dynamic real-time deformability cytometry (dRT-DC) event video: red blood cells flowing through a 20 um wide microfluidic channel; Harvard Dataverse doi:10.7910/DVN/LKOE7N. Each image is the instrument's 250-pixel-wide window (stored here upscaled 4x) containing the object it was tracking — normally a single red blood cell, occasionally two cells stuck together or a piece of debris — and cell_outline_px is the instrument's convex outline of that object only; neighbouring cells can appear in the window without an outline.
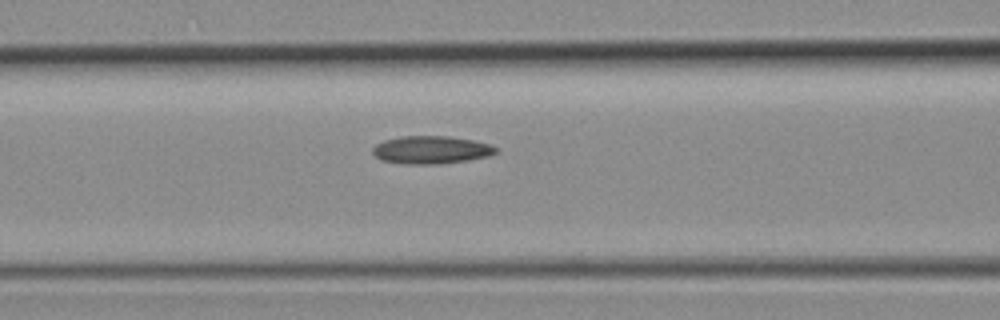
{"species": "common noctule bat (a hibernating species)", "species_latin": "Nyctalus noctula", "temperature_condition": "room temperature", "stored_images_in_passage": 5, "camera_frame_rate_fps": 3000, "um_per_image_px": 0.085, "animal": {"sex": "female", "body_mass_g": 19.3, "forearm_length_mm": 54.1}, "frame": {"image": 1, "passage_image": 5, "time_ms": 1.333, "image_size_px": [1000, 320], "cell_outline_px": [[496, 152], [488, 156], [468, 160], [436, 164], [404, 164], [380, 160], [372, 152], [372, 148], [376, 144], [384, 140], [400, 136], [448, 136], [472, 140], [492, 144], [496, 148]], "centroid_in_image_um": [36.62, 12.73], "position_along_channel_um": 130.0, "area_um2": 20.0}}